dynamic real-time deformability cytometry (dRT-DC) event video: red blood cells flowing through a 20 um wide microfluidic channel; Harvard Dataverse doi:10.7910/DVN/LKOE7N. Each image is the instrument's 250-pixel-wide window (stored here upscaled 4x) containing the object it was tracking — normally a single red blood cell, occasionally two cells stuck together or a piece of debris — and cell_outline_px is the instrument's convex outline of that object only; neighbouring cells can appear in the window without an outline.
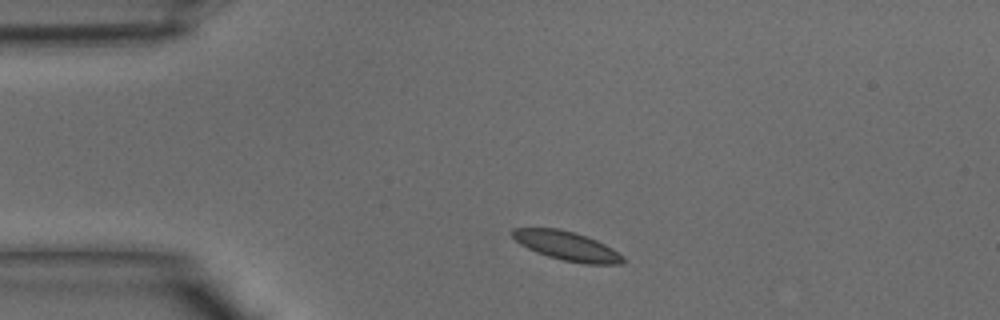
{"species": "common noctule bat (a hibernating species)", "species_latin": "Nyctalus noctula", "temperature_condition": "warm", "stored_images_in_passage": 33, "camera_frame_rate_fps": 3000, "um_per_image_px": 0.085, "animal": {"sex": "male", "body_mass_g": 15.6}, "frame": {"image": 1, "passage_image": 1, "time_ms": 0.0, "image_size_px": [1000, 320], "cell_outline_px": [[624, 264], [584, 264], [564, 260], [548, 256], [536, 252], [520, 244], [508, 232], [512, 228], [560, 228], [596, 240], [612, 248], [624, 256]], "centroid_in_image_um": [48.16, 20.9], "position_along_channel_um": 36.8, "area_um2": 18.67}}
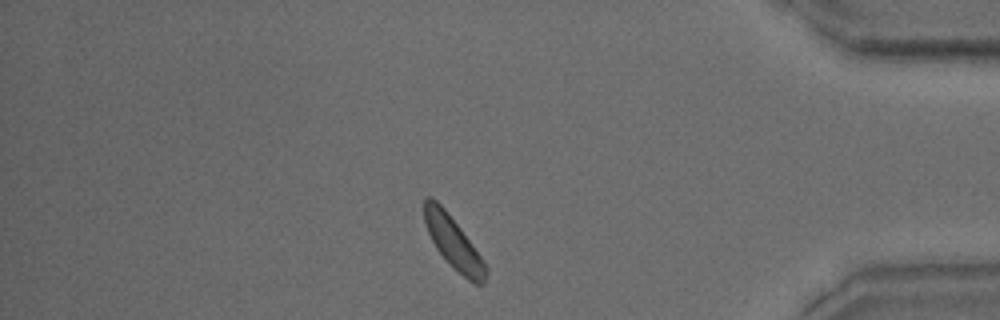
{"frame": {"image": 2, "passage_image": 27, "time_ms": 8.667, "image_size_px": [1000, 320], "cell_outline_px": [[488, 272], [484, 284], [476, 284], [468, 280], [448, 264], [436, 248], [428, 232], [424, 220], [424, 200], [428, 196], [432, 196], [444, 208], [460, 228], [472, 244], [488, 268]], "centroid_in_image_um": [38.54, 20.65], "position_along_channel_um": 396.7, "area_um2": 18.5}}
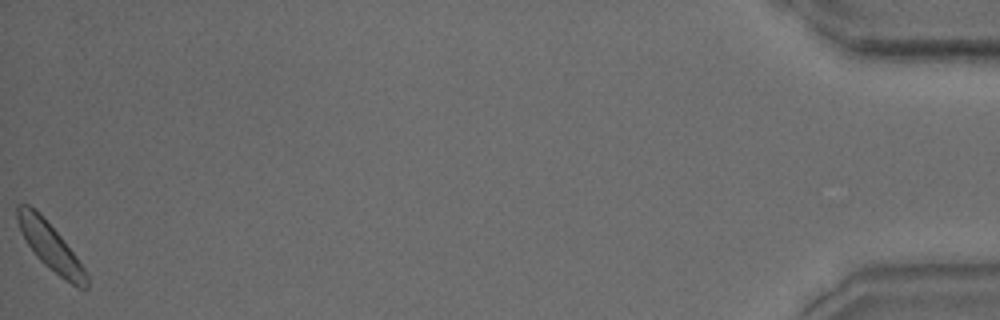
{"frame": {"image": 3, "passage_image": 33, "time_ms": 10.667, "image_size_px": [1000, 320], "cell_outline_px": [[88, 288], [80, 288], [72, 284], [48, 268], [36, 256], [28, 244], [20, 228], [16, 216], [16, 204], [28, 204], [60, 236], [76, 256], [84, 268], [88, 276]], "centroid_in_image_um": [4.29, 20.99], "position_along_channel_um": 430.9, "area_um2": 18.26}}